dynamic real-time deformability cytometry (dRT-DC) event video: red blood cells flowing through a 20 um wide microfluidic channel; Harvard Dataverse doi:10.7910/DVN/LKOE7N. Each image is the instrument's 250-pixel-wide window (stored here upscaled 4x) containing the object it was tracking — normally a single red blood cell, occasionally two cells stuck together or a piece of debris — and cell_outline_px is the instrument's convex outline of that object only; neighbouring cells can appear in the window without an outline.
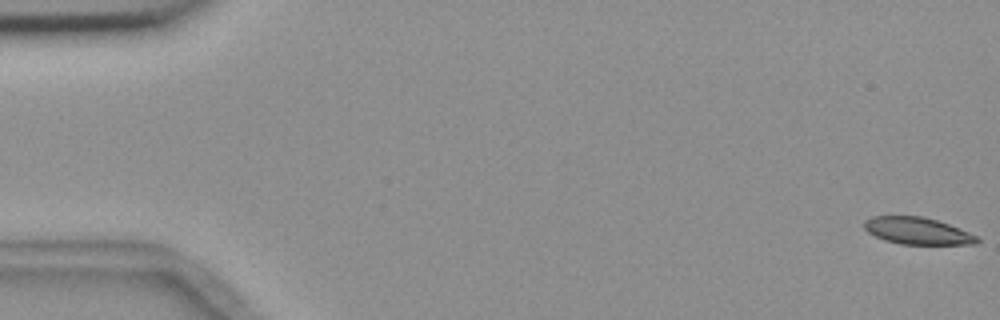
{"species": "common noctule bat (a hibernating species)", "species_latin": "Nyctalus noctula", "temperature_condition": "room temperature", "stored_images_in_passage": 6, "camera_frame_rate_fps": 3000, "um_per_image_px": 0.085, "animal": {"sex": "female", "body_mass_g": 18.4}, "frame": {"image": 1, "passage_image": 1, "time_ms": 0.0, "image_size_px": [1000, 320], "cell_outline_px": [[980, 240], [976, 244], [900, 244], [884, 240], [868, 232], [864, 228], [864, 220], [872, 216], [924, 216], [948, 224], [968, 232], [976, 236]], "centroid_in_image_um": [77.95, 19.62], "position_along_channel_um": 7.1, "area_um2": 17.63}}
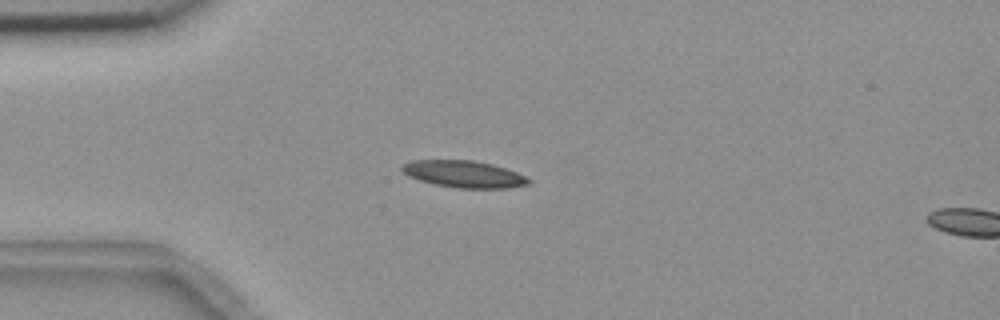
{"frame": {"image": 2, "passage_image": 5, "time_ms": 4.667, "image_size_px": [1000, 320], "cell_outline_px": [[532, 180], [528, 184], [508, 188], [456, 188], [436, 184], [420, 180], [408, 176], [400, 168], [404, 164], [412, 160], [472, 160], [492, 164], [516, 172]], "centroid_in_image_um": [39.43, 14.8], "position_along_channel_um": 45.6, "area_um2": 19.65}}